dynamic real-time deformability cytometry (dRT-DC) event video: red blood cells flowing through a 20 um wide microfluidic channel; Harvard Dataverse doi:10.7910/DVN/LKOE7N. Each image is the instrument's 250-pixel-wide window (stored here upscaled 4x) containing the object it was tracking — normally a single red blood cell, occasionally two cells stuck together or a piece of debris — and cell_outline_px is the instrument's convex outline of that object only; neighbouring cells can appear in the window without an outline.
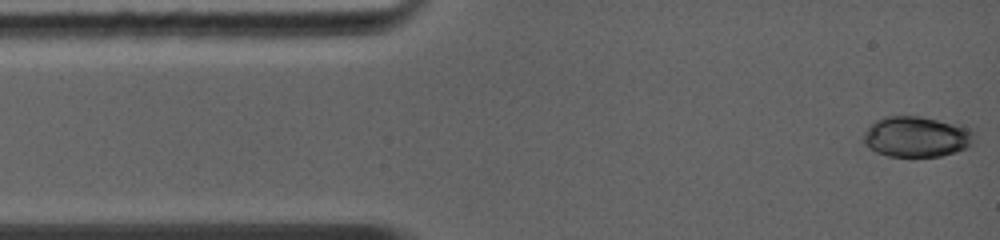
{"species": "common noctule bat (a hibernating species)", "species_latin": "Nyctalus noctula", "temperature_condition": "warm", "stored_images_in_passage": 29, "camera_frame_rate_fps": 5000, "um_per_image_px": 0.085, "animal": {"sex": "female", "body_mass_g": 19.0, "forearm_length_mm": 56.7}, "frame": {"image": 1, "passage_image": 1, "time_ms": 0.0, "image_size_px": [1000, 240], "cell_outline_px": [[972, 144], [968, 148], [956, 152], [940, 156], [888, 156], [876, 152], [868, 148], [860, 140], [864, 132], [876, 120], [884, 116], [920, 116], [960, 124], [972, 128]], "centroid_in_image_um": [77.88, 11.62], "position_along_channel_um": 7.1, "area_um2": 26.53}}
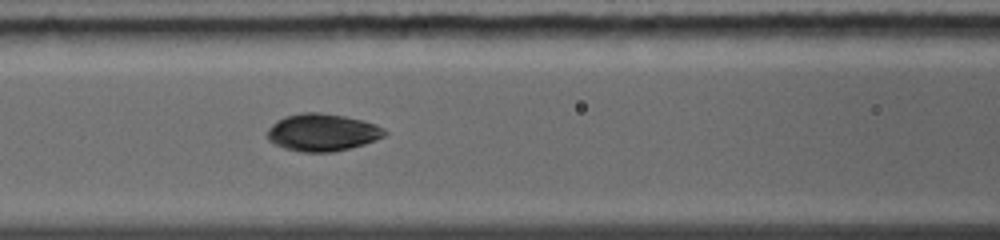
{"frame": {"image": 2, "passage_image": 13, "time_ms": 4.6, "image_size_px": [1000, 240], "cell_outline_px": [[388, 132], [384, 136], [364, 144], [332, 152], [304, 152], [284, 148], [268, 140], [268, 128], [276, 120], [284, 116], [300, 112], [320, 112], [344, 116], [376, 124], [384, 128]], "centroid_in_image_um": [27.38, 11.24], "position_along_channel_um": 139.2, "area_um2": 25.49}}
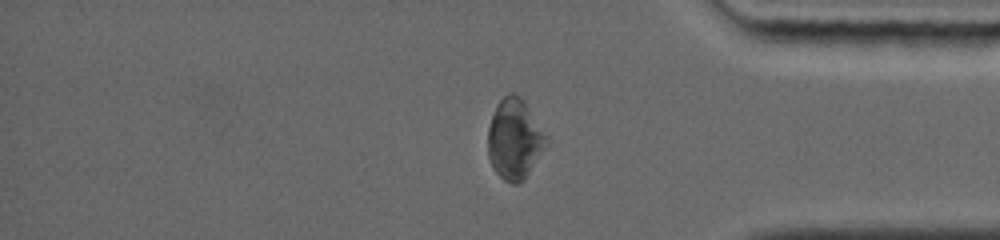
{"frame": {"image": 3, "passage_image": 25, "time_ms": 10.6, "image_size_px": [1000, 240], "cell_outline_px": [[548, 144], [524, 180], [516, 184], [512, 184], [504, 180], [496, 172], [488, 156], [488, 128], [496, 104], [508, 92], [512, 92], [520, 96], [544, 136]], "centroid_in_image_um": [43.69, 11.85], "position_along_channel_um": 391.5, "area_um2": 26.65}, "authors_computed_cell_mechanics": {"area_um2": 25.6054, "velocity_mm_per_s": 4.4219, "shape_relaxation_time_tau1_ms": 5.0177, "shape_relaxation_time_tau2_ms": 2.4811, "deformation_change_tau1": 0.1321, "deformation_change_tau2": 0.0593}}